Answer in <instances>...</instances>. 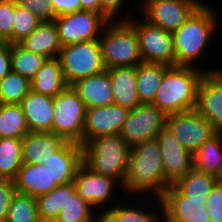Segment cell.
<instances>
[{
	"mask_svg": "<svg viewBox=\"0 0 222 222\" xmlns=\"http://www.w3.org/2000/svg\"><path fill=\"white\" fill-rule=\"evenodd\" d=\"M169 186L165 180L157 138L131 147L128 170L123 183L124 191L133 198H137L136 195L138 198H149V194L160 197Z\"/></svg>",
	"mask_w": 222,
	"mask_h": 222,
	"instance_id": "6da1fadb",
	"label": "cell"
},
{
	"mask_svg": "<svg viewBox=\"0 0 222 222\" xmlns=\"http://www.w3.org/2000/svg\"><path fill=\"white\" fill-rule=\"evenodd\" d=\"M211 4L202 3L173 35L176 66L199 67L196 61L203 60L212 36L218 29V19ZM211 38V39H210ZM196 65V66H195Z\"/></svg>",
	"mask_w": 222,
	"mask_h": 222,
	"instance_id": "7a4b0ae2",
	"label": "cell"
},
{
	"mask_svg": "<svg viewBox=\"0 0 222 222\" xmlns=\"http://www.w3.org/2000/svg\"><path fill=\"white\" fill-rule=\"evenodd\" d=\"M170 66L164 73L157 95L152 104L166 115L195 110L201 78L206 72L219 68Z\"/></svg>",
	"mask_w": 222,
	"mask_h": 222,
	"instance_id": "3957f363",
	"label": "cell"
},
{
	"mask_svg": "<svg viewBox=\"0 0 222 222\" xmlns=\"http://www.w3.org/2000/svg\"><path fill=\"white\" fill-rule=\"evenodd\" d=\"M130 151L120 134L99 136L82 145V164L93 173L117 179L123 186Z\"/></svg>",
	"mask_w": 222,
	"mask_h": 222,
	"instance_id": "277c9868",
	"label": "cell"
},
{
	"mask_svg": "<svg viewBox=\"0 0 222 222\" xmlns=\"http://www.w3.org/2000/svg\"><path fill=\"white\" fill-rule=\"evenodd\" d=\"M98 40L106 69L137 66L143 62L138 35L127 21H110Z\"/></svg>",
	"mask_w": 222,
	"mask_h": 222,
	"instance_id": "5b68a950",
	"label": "cell"
},
{
	"mask_svg": "<svg viewBox=\"0 0 222 222\" xmlns=\"http://www.w3.org/2000/svg\"><path fill=\"white\" fill-rule=\"evenodd\" d=\"M58 59L68 86L79 79L97 75L106 70L98 39L63 46Z\"/></svg>",
	"mask_w": 222,
	"mask_h": 222,
	"instance_id": "8992f818",
	"label": "cell"
},
{
	"mask_svg": "<svg viewBox=\"0 0 222 222\" xmlns=\"http://www.w3.org/2000/svg\"><path fill=\"white\" fill-rule=\"evenodd\" d=\"M53 107L52 133L82 146L86 106L78 93L67 86L53 97Z\"/></svg>",
	"mask_w": 222,
	"mask_h": 222,
	"instance_id": "52a82bcc",
	"label": "cell"
},
{
	"mask_svg": "<svg viewBox=\"0 0 222 222\" xmlns=\"http://www.w3.org/2000/svg\"><path fill=\"white\" fill-rule=\"evenodd\" d=\"M126 21L136 30L143 62L176 66L172 33L128 14Z\"/></svg>",
	"mask_w": 222,
	"mask_h": 222,
	"instance_id": "ba28073f",
	"label": "cell"
},
{
	"mask_svg": "<svg viewBox=\"0 0 222 222\" xmlns=\"http://www.w3.org/2000/svg\"><path fill=\"white\" fill-rule=\"evenodd\" d=\"M166 119L167 115L154 104L141 103L129 111L120 136L130 147L156 139L166 127Z\"/></svg>",
	"mask_w": 222,
	"mask_h": 222,
	"instance_id": "9c48e42d",
	"label": "cell"
},
{
	"mask_svg": "<svg viewBox=\"0 0 222 222\" xmlns=\"http://www.w3.org/2000/svg\"><path fill=\"white\" fill-rule=\"evenodd\" d=\"M54 23L58 30L60 45L63 47L99 39L109 21L100 13L81 10L57 16Z\"/></svg>",
	"mask_w": 222,
	"mask_h": 222,
	"instance_id": "30bf717a",
	"label": "cell"
},
{
	"mask_svg": "<svg viewBox=\"0 0 222 222\" xmlns=\"http://www.w3.org/2000/svg\"><path fill=\"white\" fill-rule=\"evenodd\" d=\"M166 128L192 154L217 132L196 110L167 115Z\"/></svg>",
	"mask_w": 222,
	"mask_h": 222,
	"instance_id": "8fae6325",
	"label": "cell"
},
{
	"mask_svg": "<svg viewBox=\"0 0 222 222\" xmlns=\"http://www.w3.org/2000/svg\"><path fill=\"white\" fill-rule=\"evenodd\" d=\"M203 2V0H149L141 7V11L143 19L173 33Z\"/></svg>",
	"mask_w": 222,
	"mask_h": 222,
	"instance_id": "7c38bea8",
	"label": "cell"
},
{
	"mask_svg": "<svg viewBox=\"0 0 222 222\" xmlns=\"http://www.w3.org/2000/svg\"><path fill=\"white\" fill-rule=\"evenodd\" d=\"M73 183L80 198L87 201L95 210L99 207L97 211L100 214L104 209L114 206L112 198L113 194H116L115 190L120 188L123 191V186L117 179L93 173L83 164L78 167ZM105 203L109 205L105 206Z\"/></svg>",
	"mask_w": 222,
	"mask_h": 222,
	"instance_id": "4fadbf2b",
	"label": "cell"
},
{
	"mask_svg": "<svg viewBox=\"0 0 222 222\" xmlns=\"http://www.w3.org/2000/svg\"><path fill=\"white\" fill-rule=\"evenodd\" d=\"M160 198L163 222H210L206 201L189 200L174 185Z\"/></svg>",
	"mask_w": 222,
	"mask_h": 222,
	"instance_id": "5bb4252c",
	"label": "cell"
},
{
	"mask_svg": "<svg viewBox=\"0 0 222 222\" xmlns=\"http://www.w3.org/2000/svg\"><path fill=\"white\" fill-rule=\"evenodd\" d=\"M129 111L117 104L86 109L83 145L99 136L120 134Z\"/></svg>",
	"mask_w": 222,
	"mask_h": 222,
	"instance_id": "9a60e30c",
	"label": "cell"
},
{
	"mask_svg": "<svg viewBox=\"0 0 222 222\" xmlns=\"http://www.w3.org/2000/svg\"><path fill=\"white\" fill-rule=\"evenodd\" d=\"M165 180L174 185L193 168V154L184 148L168 128L157 135Z\"/></svg>",
	"mask_w": 222,
	"mask_h": 222,
	"instance_id": "2e32d148",
	"label": "cell"
},
{
	"mask_svg": "<svg viewBox=\"0 0 222 222\" xmlns=\"http://www.w3.org/2000/svg\"><path fill=\"white\" fill-rule=\"evenodd\" d=\"M195 110L222 132V73L206 72L200 80Z\"/></svg>",
	"mask_w": 222,
	"mask_h": 222,
	"instance_id": "e0dca14e",
	"label": "cell"
},
{
	"mask_svg": "<svg viewBox=\"0 0 222 222\" xmlns=\"http://www.w3.org/2000/svg\"><path fill=\"white\" fill-rule=\"evenodd\" d=\"M151 197L152 199H150ZM150 198H145L147 201L149 200L150 202V205L148 206H156L154 207V209L152 206V209L150 208L149 210L146 204L141 205L140 202L135 204V202L133 201L135 206L134 207L132 204H126L125 202L127 201L125 199L122 200L124 201V203H119V201L116 200V205L101 212L100 222H163L161 198L159 196H150ZM139 204L141 207L139 206ZM144 207H146L147 209ZM156 209L158 210L157 212H155Z\"/></svg>",
	"mask_w": 222,
	"mask_h": 222,
	"instance_id": "ac0fdd59",
	"label": "cell"
},
{
	"mask_svg": "<svg viewBox=\"0 0 222 222\" xmlns=\"http://www.w3.org/2000/svg\"><path fill=\"white\" fill-rule=\"evenodd\" d=\"M82 164V146L79 143L67 141L45 166L57 185L73 182L78 167Z\"/></svg>",
	"mask_w": 222,
	"mask_h": 222,
	"instance_id": "d6986e66",
	"label": "cell"
},
{
	"mask_svg": "<svg viewBox=\"0 0 222 222\" xmlns=\"http://www.w3.org/2000/svg\"><path fill=\"white\" fill-rule=\"evenodd\" d=\"M66 142L63 137L52 132H28L22 138L23 163L45 165Z\"/></svg>",
	"mask_w": 222,
	"mask_h": 222,
	"instance_id": "ffe728a7",
	"label": "cell"
},
{
	"mask_svg": "<svg viewBox=\"0 0 222 222\" xmlns=\"http://www.w3.org/2000/svg\"><path fill=\"white\" fill-rule=\"evenodd\" d=\"M20 105L29 132H52L53 97L30 90Z\"/></svg>",
	"mask_w": 222,
	"mask_h": 222,
	"instance_id": "44dd1931",
	"label": "cell"
},
{
	"mask_svg": "<svg viewBox=\"0 0 222 222\" xmlns=\"http://www.w3.org/2000/svg\"><path fill=\"white\" fill-rule=\"evenodd\" d=\"M71 86L82 99L86 109L114 104L112 82L107 70L79 79Z\"/></svg>",
	"mask_w": 222,
	"mask_h": 222,
	"instance_id": "7402d4cb",
	"label": "cell"
},
{
	"mask_svg": "<svg viewBox=\"0 0 222 222\" xmlns=\"http://www.w3.org/2000/svg\"><path fill=\"white\" fill-rule=\"evenodd\" d=\"M18 193L37 198L47 194L58 185L52 180L45 165L22 163L14 179Z\"/></svg>",
	"mask_w": 222,
	"mask_h": 222,
	"instance_id": "603a6c76",
	"label": "cell"
},
{
	"mask_svg": "<svg viewBox=\"0 0 222 222\" xmlns=\"http://www.w3.org/2000/svg\"><path fill=\"white\" fill-rule=\"evenodd\" d=\"M112 82L114 104L132 110L141 104L136 89V66L106 69Z\"/></svg>",
	"mask_w": 222,
	"mask_h": 222,
	"instance_id": "cb8c5ba5",
	"label": "cell"
},
{
	"mask_svg": "<svg viewBox=\"0 0 222 222\" xmlns=\"http://www.w3.org/2000/svg\"><path fill=\"white\" fill-rule=\"evenodd\" d=\"M19 44L26 50L45 56L47 59L58 58L61 45L58 30L53 22H41L37 28Z\"/></svg>",
	"mask_w": 222,
	"mask_h": 222,
	"instance_id": "d4e9b609",
	"label": "cell"
},
{
	"mask_svg": "<svg viewBox=\"0 0 222 222\" xmlns=\"http://www.w3.org/2000/svg\"><path fill=\"white\" fill-rule=\"evenodd\" d=\"M170 66L142 62L136 66V89L141 103H153L165 71Z\"/></svg>",
	"mask_w": 222,
	"mask_h": 222,
	"instance_id": "484cf974",
	"label": "cell"
},
{
	"mask_svg": "<svg viewBox=\"0 0 222 222\" xmlns=\"http://www.w3.org/2000/svg\"><path fill=\"white\" fill-rule=\"evenodd\" d=\"M67 86L58 58L47 59L30 84L33 92L50 97H55Z\"/></svg>",
	"mask_w": 222,
	"mask_h": 222,
	"instance_id": "4316f807",
	"label": "cell"
},
{
	"mask_svg": "<svg viewBox=\"0 0 222 222\" xmlns=\"http://www.w3.org/2000/svg\"><path fill=\"white\" fill-rule=\"evenodd\" d=\"M193 168L216 176L222 173V132H216L193 154Z\"/></svg>",
	"mask_w": 222,
	"mask_h": 222,
	"instance_id": "83f0119b",
	"label": "cell"
},
{
	"mask_svg": "<svg viewBox=\"0 0 222 222\" xmlns=\"http://www.w3.org/2000/svg\"><path fill=\"white\" fill-rule=\"evenodd\" d=\"M218 178L192 168L174 186L189 200L206 201Z\"/></svg>",
	"mask_w": 222,
	"mask_h": 222,
	"instance_id": "f1b7e54d",
	"label": "cell"
},
{
	"mask_svg": "<svg viewBox=\"0 0 222 222\" xmlns=\"http://www.w3.org/2000/svg\"><path fill=\"white\" fill-rule=\"evenodd\" d=\"M73 182L58 185L47 194L36 198L40 222H54L67 203V193H75Z\"/></svg>",
	"mask_w": 222,
	"mask_h": 222,
	"instance_id": "f546056e",
	"label": "cell"
},
{
	"mask_svg": "<svg viewBox=\"0 0 222 222\" xmlns=\"http://www.w3.org/2000/svg\"><path fill=\"white\" fill-rule=\"evenodd\" d=\"M22 163V138H0V179L14 180Z\"/></svg>",
	"mask_w": 222,
	"mask_h": 222,
	"instance_id": "4dcf8cb0",
	"label": "cell"
},
{
	"mask_svg": "<svg viewBox=\"0 0 222 222\" xmlns=\"http://www.w3.org/2000/svg\"><path fill=\"white\" fill-rule=\"evenodd\" d=\"M28 132L21 105L0 103V138H23Z\"/></svg>",
	"mask_w": 222,
	"mask_h": 222,
	"instance_id": "1f68e13d",
	"label": "cell"
},
{
	"mask_svg": "<svg viewBox=\"0 0 222 222\" xmlns=\"http://www.w3.org/2000/svg\"><path fill=\"white\" fill-rule=\"evenodd\" d=\"M77 192L67 193V203L54 222H100V213Z\"/></svg>",
	"mask_w": 222,
	"mask_h": 222,
	"instance_id": "d6a6232c",
	"label": "cell"
},
{
	"mask_svg": "<svg viewBox=\"0 0 222 222\" xmlns=\"http://www.w3.org/2000/svg\"><path fill=\"white\" fill-rule=\"evenodd\" d=\"M46 60L45 56L26 50L19 43L11 44V70L30 81Z\"/></svg>",
	"mask_w": 222,
	"mask_h": 222,
	"instance_id": "836d02e7",
	"label": "cell"
},
{
	"mask_svg": "<svg viewBox=\"0 0 222 222\" xmlns=\"http://www.w3.org/2000/svg\"><path fill=\"white\" fill-rule=\"evenodd\" d=\"M31 81L12 70L0 81V103L20 104L31 90Z\"/></svg>",
	"mask_w": 222,
	"mask_h": 222,
	"instance_id": "e575fe53",
	"label": "cell"
},
{
	"mask_svg": "<svg viewBox=\"0 0 222 222\" xmlns=\"http://www.w3.org/2000/svg\"><path fill=\"white\" fill-rule=\"evenodd\" d=\"M6 222H40L36 198L17 192L11 201Z\"/></svg>",
	"mask_w": 222,
	"mask_h": 222,
	"instance_id": "d590c367",
	"label": "cell"
},
{
	"mask_svg": "<svg viewBox=\"0 0 222 222\" xmlns=\"http://www.w3.org/2000/svg\"><path fill=\"white\" fill-rule=\"evenodd\" d=\"M40 23L41 20L30 11L16 5L14 0L13 44L29 36Z\"/></svg>",
	"mask_w": 222,
	"mask_h": 222,
	"instance_id": "8d00e7d4",
	"label": "cell"
},
{
	"mask_svg": "<svg viewBox=\"0 0 222 222\" xmlns=\"http://www.w3.org/2000/svg\"><path fill=\"white\" fill-rule=\"evenodd\" d=\"M51 1L52 0H15L16 5L33 13L41 22H53L57 17Z\"/></svg>",
	"mask_w": 222,
	"mask_h": 222,
	"instance_id": "74e56055",
	"label": "cell"
},
{
	"mask_svg": "<svg viewBox=\"0 0 222 222\" xmlns=\"http://www.w3.org/2000/svg\"><path fill=\"white\" fill-rule=\"evenodd\" d=\"M14 0H0V41L13 44Z\"/></svg>",
	"mask_w": 222,
	"mask_h": 222,
	"instance_id": "f35d334b",
	"label": "cell"
},
{
	"mask_svg": "<svg viewBox=\"0 0 222 222\" xmlns=\"http://www.w3.org/2000/svg\"><path fill=\"white\" fill-rule=\"evenodd\" d=\"M210 222H222V183L217 181L206 199Z\"/></svg>",
	"mask_w": 222,
	"mask_h": 222,
	"instance_id": "ab89813d",
	"label": "cell"
},
{
	"mask_svg": "<svg viewBox=\"0 0 222 222\" xmlns=\"http://www.w3.org/2000/svg\"><path fill=\"white\" fill-rule=\"evenodd\" d=\"M16 193L14 180L0 179V222H6L11 201Z\"/></svg>",
	"mask_w": 222,
	"mask_h": 222,
	"instance_id": "60d3db41",
	"label": "cell"
},
{
	"mask_svg": "<svg viewBox=\"0 0 222 222\" xmlns=\"http://www.w3.org/2000/svg\"><path fill=\"white\" fill-rule=\"evenodd\" d=\"M125 1L128 0H100V14H102L109 22L119 21V19L120 21H126V18L124 16L121 18V14L119 13L123 10L122 8H125Z\"/></svg>",
	"mask_w": 222,
	"mask_h": 222,
	"instance_id": "b9f144b4",
	"label": "cell"
},
{
	"mask_svg": "<svg viewBox=\"0 0 222 222\" xmlns=\"http://www.w3.org/2000/svg\"><path fill=\"white\" fill-rule=\"evenodd\" d=\"M51 2L56 16H63L81 11L80 0H52Z\"/></svg>",
	"mask_w": 222,
	"mask_h": 222,
	"instance_id": "7bdbcfd3",
	"label": "cell"
},
{
	"mask_svg": "<svg viewBox=\"0 0 222 222\" xmlns=\"http://www.w3.org/2000/svg\"><path fill=\"white\" fill-rule=\"evenodd\" d=\"M11 71V44L0 41V81Z\"/></svg>",
	"mask_w": 222,
	"mask_h": 222,
	"instance_id": "ee69618b",
	"label": "cell"
},
{
	"mask_svg": "<svg viewBox=\"0 0 222 222\" xmlns=\"http://www.w3.org/2000/svg\"><path fill=\"white\" fill-rule=\"evenodd\" d=\"M81 10L100 13V0H80Z\"/></svg>",
	"mask_w": 222,
	"mask_h": 222,
	"instance_id": "f6af8a7d",
	"label": "cell"
},
{
	"mask_svg": "<svg viewBox=\"0 0 222 222\" xmlns=\"http://www.w3.org/2000/svg\"><path fill=\"white\" fill-rule=\"evenodd\" d=\"M148 1H149V0H142V1L140 0V2H142V3H140V7H139V8L141 9V7H142L146 2H148Z\"/></svg>",
	"mask_w": 222,
	"mask_h": 222,
	"instance_id": "bcb514c9",
	"label": "cell"
},
{
	"mask_svg": "<svg viewBox=\"0 0 222 222\" xmlns=\"http://www.w3.org/2000/svg\"><path fill=\"white\" fill-rule=\"evenodd\" d=\"M218 181L222 183V173H221V175L218 177Z\"/></svg>",
	"mask_w": 222,
	"mask_h": 222,
	"instance_id": "7dc6e473",
	"label": "cell"
}]
</instances>
